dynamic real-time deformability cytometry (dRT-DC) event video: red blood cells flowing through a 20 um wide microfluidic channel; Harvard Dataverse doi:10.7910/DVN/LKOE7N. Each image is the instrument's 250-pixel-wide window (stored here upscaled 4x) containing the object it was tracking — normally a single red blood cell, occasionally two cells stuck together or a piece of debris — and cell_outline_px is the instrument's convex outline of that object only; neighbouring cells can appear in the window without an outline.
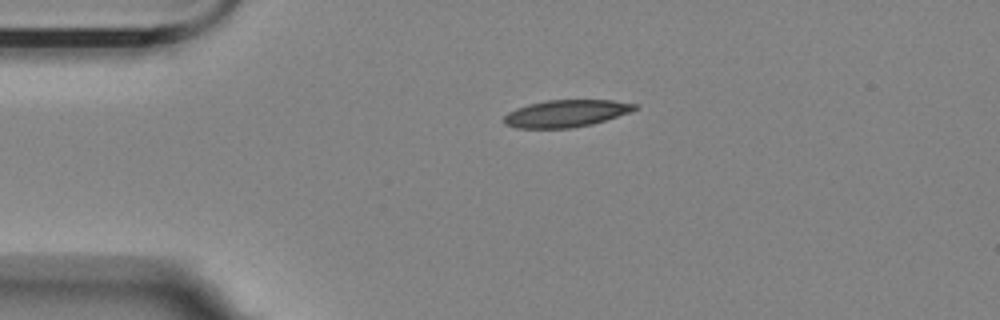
{"species": "Egyptian fruit bat (a non-hibernating species)", "species_latin": "Rousettus aegyptiacus", "temperature_condition": "room temperature", "stored_images_in_passage": 35, "camera_frame_rate_fps": 3000, "um_per_image_px": 0.085, "animal": {"sex": "female"}, "frame": {"image": 1, "passage_image": 1, "time_ms": 0.0, "image_size_px": [1000, 320], "cell_outline_px": [[636, 108], [628, 112], [592, 124], [572, 128], [516, 128], [504, 124], [504, 116], [508, 112], [516, 108], [528, 104], [548, 100], [612, 100], [636, 104]], "centroid_in_image_um": [48.05, 9.64], "position_along_channel_um": 37.0, "area_um2": 20.46}}
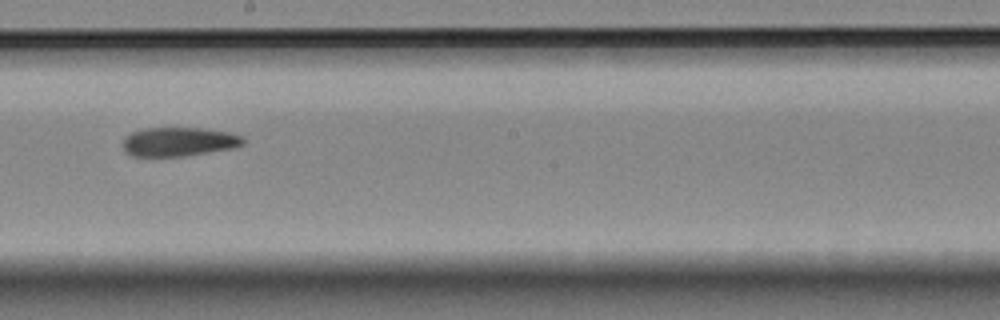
{"frame": {"image": 2, "passage_image": 20, "time_ms": 6.333, "image_size_px": [1000, 320], "cell_outline_px": [[244, 144], [232, 148], [184, 156], [132, 156], [124, 148], [124, 140], [132, 132], [144, 128], [200, 128], [228, 132], [244, 136]], "centroid_in_image_um": [15.24, 12.04], "position_along_channel_um": 233.0, "area_um2": 20.06}}
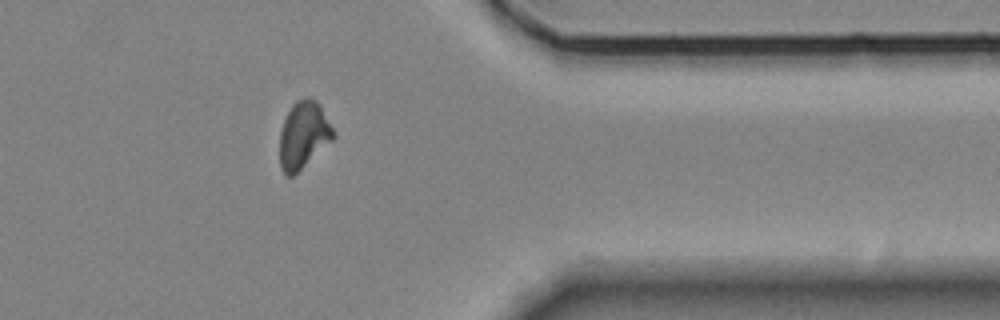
{"frame": {"image": 3, "passage_image": 34, "time_ms": 11.0, "image_size_px": [1000, 320], "cell_outline_px": [[336, 136], [332, 140], [292, 176], [288, 176], [280, 168], [280, 132], [284, 120], [292, 104], [296, 100], [304, 96], [308, 96], [316, 100], [320, 104], [336, 132]], "centroid_in_image_um": [25.81, 11.42], "position_along_channel_um": 385.6, "area_um2": 20.92}, "authors_computed_cell_mechanics": {"area_um2": 21.097, "velocity_mm_per_s": 3.5778, "shape_relaxation_time_tau1_ms": 5.2165, "shape_relaxation_time_tau2_ms": 10.8877, "deformation_change_tau1": 0.1583, "deformation_change_tau2": 0.2165}}